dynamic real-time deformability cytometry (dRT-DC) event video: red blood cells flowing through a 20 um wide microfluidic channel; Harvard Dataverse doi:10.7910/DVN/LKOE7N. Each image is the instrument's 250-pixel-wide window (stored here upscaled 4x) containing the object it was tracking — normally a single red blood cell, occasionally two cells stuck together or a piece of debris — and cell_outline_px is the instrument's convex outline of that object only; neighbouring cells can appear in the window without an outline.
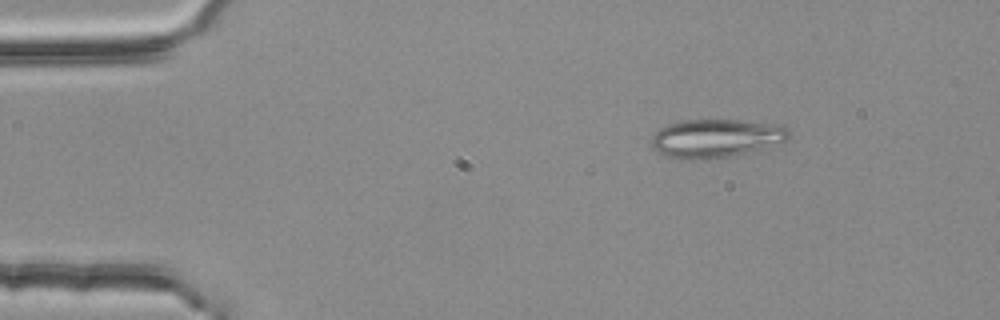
{"species": "common noctule bat (a hibernating species)", "species_latin": "Nyctalus noctula", "temperature_condition": "room temperature", "stored_images_in_passage": 4, "camera_frame_rate_fps": 3000, "um_per_image_px": 0.085, "animal": {"sex": "female", "body_mass_g": 25.1}, "frame": {"image": 1, "passage_image": 2, "time_ms": 0.333, "image_size_px": [1000, 320], "cell_outline_px": [[792, 136], [788, 140], [748, 152], [732, 156], [708, 160], [684, 160], [664, 156], [652, 144], [652, 136], [660, 128], [668, 124], [684, 120], [740, 120], [784, 124], [788, 128]], "centroid_in_image_um": [60.9, 11.75], "position_along_channel_um": 24.1, "area_um2": 31.15}}